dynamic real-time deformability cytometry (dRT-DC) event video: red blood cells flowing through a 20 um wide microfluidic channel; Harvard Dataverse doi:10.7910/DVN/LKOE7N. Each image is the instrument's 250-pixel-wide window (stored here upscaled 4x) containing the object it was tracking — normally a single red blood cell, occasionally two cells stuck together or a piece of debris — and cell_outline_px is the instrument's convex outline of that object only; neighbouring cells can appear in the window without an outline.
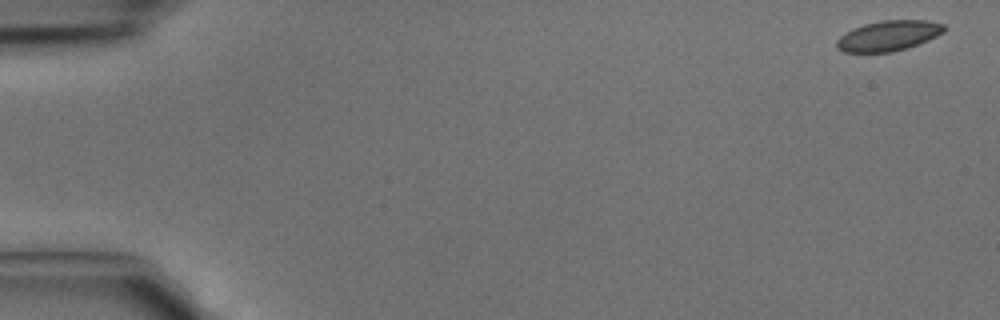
{"species": "common noctule bat (a hibernating species)", "species_latin": "Nyctalus noctula", "temperature_condition": "cold", "stored_images_in_passage": 5, "camera_frame_rate_fps": 3000, "um_per_image_px": 0.085, "animal": {"sex": "male", "body_mass_g": 15.6}, "frame": {"image": 1, "passage_image": 1, "time_ms": 0.0, "image_size_px": [1000, 320], "cell_outline_px": [[944, 32], [928, 40], [908, 48], [892, 52], [844, 52], [836, 48], [836, 40], [844, 32], [852, 28], [864, 24], [880, 20], [928, 20], [944, 24]], "centroid_in_image_um": [75.49, 3.03], "position_along_channel_um": 9.5, "area_um2": 19.13}}
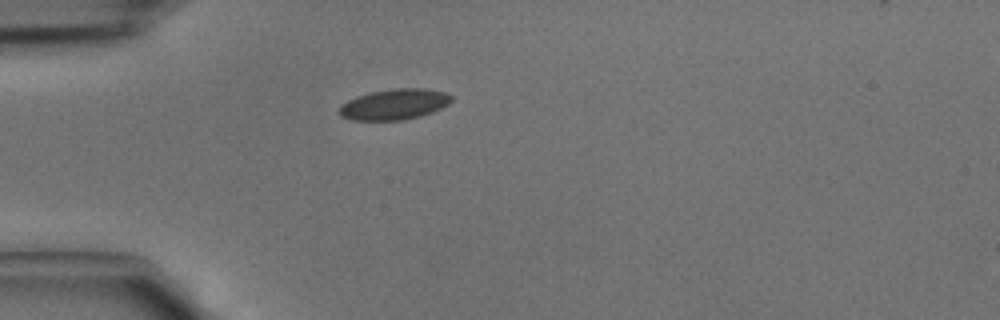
{"frame": {"image": 2, "passage_image": 4, "time_ms": 1.0, "image_size_px": [1000, 320], "cell_outline_px": [[452, 100], [448, 104], [432, 112], [420, 116], [400, 120], [352, 120], [340, 116], [336, 112], [340, 104], [356, 96], [372, 92], [392, 88], [428, 88], [444, 92], [452, 96]], "centroid_in_image_um": [33.47, 8.86], "position_along_channel_um": 51.5, "area_um2": 20.23}}